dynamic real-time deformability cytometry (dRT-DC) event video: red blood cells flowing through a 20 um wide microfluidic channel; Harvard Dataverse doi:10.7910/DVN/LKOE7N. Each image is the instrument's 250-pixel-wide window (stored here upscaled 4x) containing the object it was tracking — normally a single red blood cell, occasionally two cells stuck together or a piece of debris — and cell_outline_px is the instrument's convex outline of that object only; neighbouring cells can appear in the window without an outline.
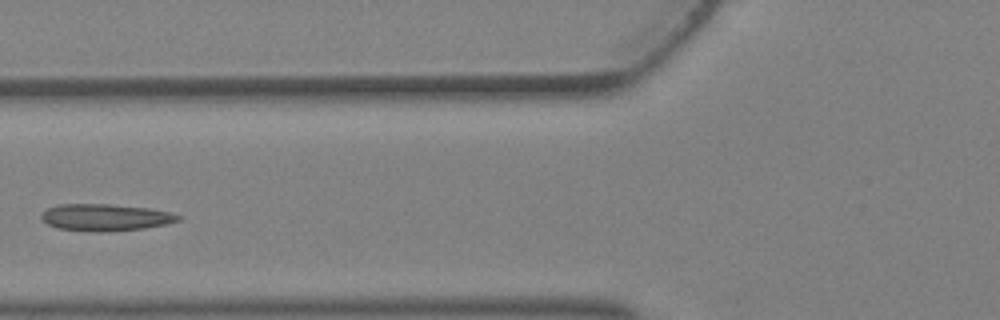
{"species": "Egyptian fruit bat (a non-hibernating species)", "species_latin": "Rousettus aegyptiacus", "temperature_condition": "warm", "stored_images_in_passage": 3, "camera_frame_rate_fps": 3000, "um_per_image_px": 0.085, "animal": {"sex": "female"}, "frame": {"image": 1, "passage_image": 3, "time_ms": 0.667, "image_size_px": [1000, 320], "cell_outline_px": [[180, 220], [168, 224], [144, 228], [108, 232], [96, 232], [56, 228], [48, 224], [40, 216], [48, 208], [60, 204], [112, 204], [148, 208], [172, 212], [180, 216]], "centroid_in_image_um": [8.99, 18.48], "position_along_channel_um": 116.8, "area_um2": 21.5}}